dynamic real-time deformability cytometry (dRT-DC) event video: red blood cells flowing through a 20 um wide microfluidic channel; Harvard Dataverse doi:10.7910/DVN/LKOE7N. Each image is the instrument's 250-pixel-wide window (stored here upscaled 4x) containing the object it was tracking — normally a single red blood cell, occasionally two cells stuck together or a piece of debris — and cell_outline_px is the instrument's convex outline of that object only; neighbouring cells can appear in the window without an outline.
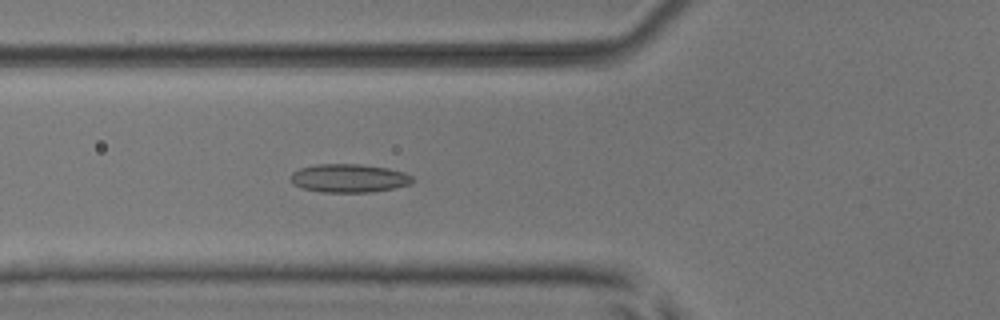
{"species": "common noctule bat (a hibernating species)", "species_latin": "Nyctalus noctula", "temperature_condition": "room temperature", "stored_images_in_passage": 52, "camera_frame_rate_fps": 3000, "um_per_image_px": 0.085, "animal": {"sex": "male", "body_mass_g": 17.9, "forearm_length_mm": 54.2}, "frame": {"image": 1, "passage_image": 19, "time_ms": 6.0, "image_size_px": [1000, 320], "cell_outline_px": [[416, 180], [408, 184], [396, 188], [372, 192], [320, 192], [300, 188], [292, 184], [292, 172], [300, 168], [316, 164], [360, 164], [388, 168], [404, 172], [412, 176]], "centroid_in_image_um": [29.67, 15.15], "position_along_channel_um": 96.1, "area_um2": 20.35}}
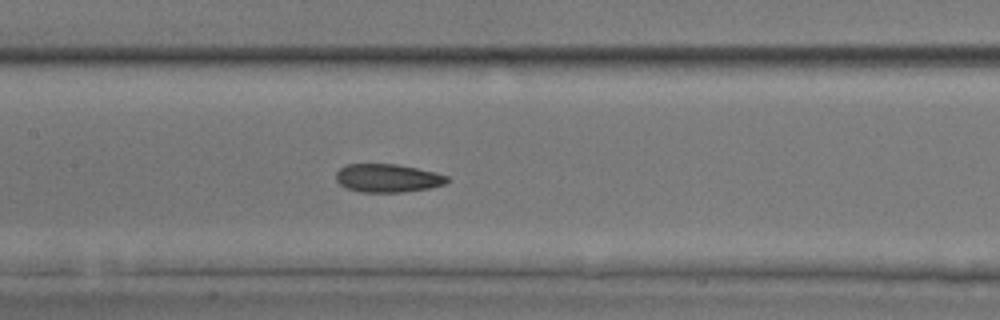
{"frame": {"image": 2, "passage_image": 25, "time_ms": 8.0, "image_size_px": [1000, 320], "cell_outline_px": [[452, 180], [444, 184], [428, 188], [404, 192], [360, 192], [348, 188], [340, 184], [336, 180], [336, 172], [344, 164], [396, 164], [436, 172], [448, 176]], "centroid_in_image_um": [32.96, 15.13], "position_along_channel_um": 174.4, "area_um2": 18.38}}
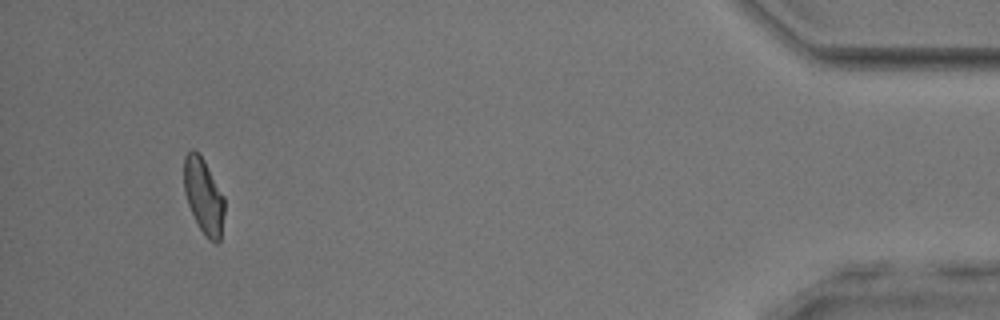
{"frame": {"image": 3, "passage_image": 49, "time_ms": 16.0, "image_size_px": [1000, 320], "cell_outline_px": [[224, 212], [220, 240], [216, 244], [208, 240], [200, 228], [188, 204], [184, 192], [184, 156], [192, 148], [204, 160], [224, 196]], "centroid_in_image_um": [17.31, 16.68], "position_along_channel_um": 417.9, "area_um2": 17.63}, "authors_computed_cell_mechanics": {"area_um2": 18.6694, "velocity_mm_per_s": 3.9128, "shape_relaxation_time_tau1_ms": null, "shape_relaxation_time_tau2_ms": 3.1343, "deformation_change_tau1": null, "deformation_change_tau2": 0.0916}}